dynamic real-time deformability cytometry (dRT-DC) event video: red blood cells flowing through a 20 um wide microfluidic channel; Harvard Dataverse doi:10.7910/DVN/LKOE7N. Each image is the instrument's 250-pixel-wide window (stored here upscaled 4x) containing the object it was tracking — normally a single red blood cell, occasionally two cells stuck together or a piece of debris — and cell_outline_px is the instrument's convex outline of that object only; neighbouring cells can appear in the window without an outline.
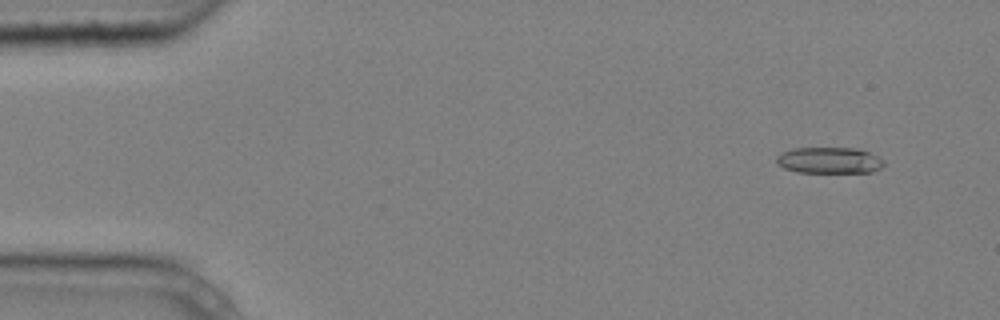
{"species": "common noctule bat (a hibernating species)", "species_latin": "Nyctalus noctula", "temperature_condition": "cold", "stored_images_in_passage": 5, "camera_frame_rate_fps": 3000, "um_per_image_px": 0.085, "animal": {"sex": "male", "body_mass_g": 20.4}, "frame": {"image": 1, "passage_image": 2, "time_ms": 0.333, "image_size_px": [1000, 320], "cell_outline_px": [[884, 164], [880, 168], [872, 172], [796, 172], [784, 168], [776, 164], [776, 156], [780, 152], [792, 148], [860, 148], [880, 156], [884, 160]], "centroid_in_image_um": [70.48, 13.62], "position_along_channel_um": 14.5, "area_um2": 16.7}}
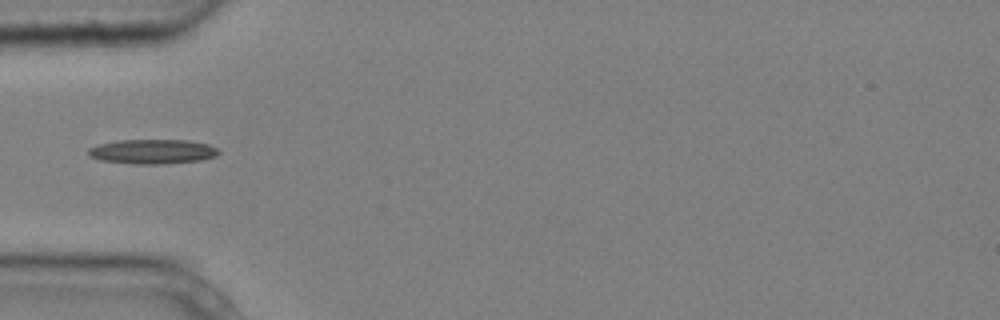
{"frame": {"image": 2, "passage_image": 5, "time_ms": 1.333, "image_size_px": [1000, 320], "cell_outline_px": [[220, 152], [216, 156], [200, 160], [164, 164], [132, 164], [100, 160], [92, 156], [88, 152], [88, 148], [100, 144], [120, 140], [188, 140], [208, 144], [216, 148]], "centroid_in_image_um": [12.99, 12.88], "position_along_channel_um": 72.0, "area_um2": 18.55}}